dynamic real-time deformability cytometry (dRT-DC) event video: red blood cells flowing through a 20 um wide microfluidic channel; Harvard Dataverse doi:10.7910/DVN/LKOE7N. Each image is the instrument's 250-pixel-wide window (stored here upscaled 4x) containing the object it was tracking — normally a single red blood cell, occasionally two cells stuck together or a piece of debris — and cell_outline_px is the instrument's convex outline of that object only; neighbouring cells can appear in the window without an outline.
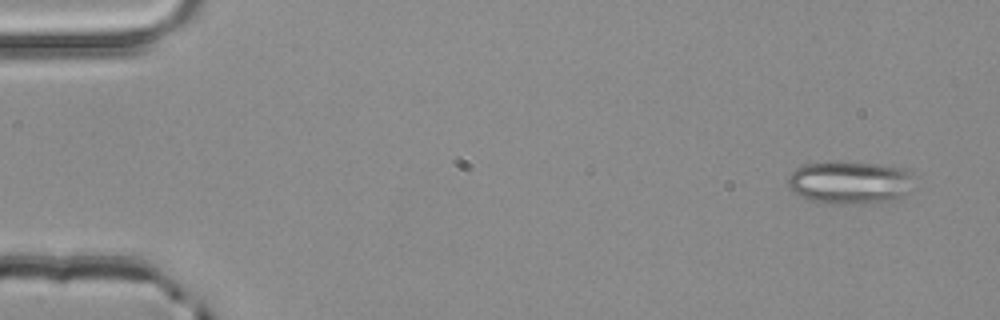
{"species": "common noctule bat (a hibernating species)", "species_latin": "Nyctalus noctula", "temperature_condition": "room temperature", "stored_images_in_passage": 4, "camera_frame_rate_fps": 3000, "um_per_image_px": 0.085, "animal": {"sex": "male", "body_mass_g": 20.4}, "frame": {"image": 1, "passage_image": 1, "time_ms": 0.0, "image_size_px": [1000, 320], "cell_outline_px": [[912, 172], [908, 192], [904, 196], [896, 200], [844, 204], [824, 204], [808, 200], [792, 192], [788, 188], [788, 176], [796, 168], [804, 164], [832, 160], [840, 160], [880, 164], [908, 168]], "centroid_in_image_um": [72.19, 15.48], "position_along_channel_um": 12.8, "area_um2": 32.31}}
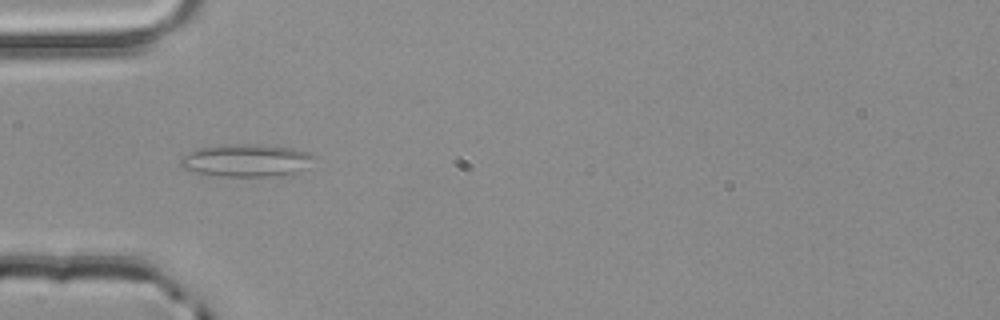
{"frame": {"image": 2, "passage_image": 4, "time_ms": 1.0, "image_size_px": [1000, 320], "cell_outline_px": [[320, 156], [300, 168], [292, 172], [268, 176], [220, 176], [196, 172], [180, 168], [180, 160], [188, 152], [204, 148], [232, 144], [260, 144], [292, 148], [312, 152]], "centroid_in_image_um": [20.93, 13.62], "position_along_channel_um": 64.1, "area_um2": 24.91}}